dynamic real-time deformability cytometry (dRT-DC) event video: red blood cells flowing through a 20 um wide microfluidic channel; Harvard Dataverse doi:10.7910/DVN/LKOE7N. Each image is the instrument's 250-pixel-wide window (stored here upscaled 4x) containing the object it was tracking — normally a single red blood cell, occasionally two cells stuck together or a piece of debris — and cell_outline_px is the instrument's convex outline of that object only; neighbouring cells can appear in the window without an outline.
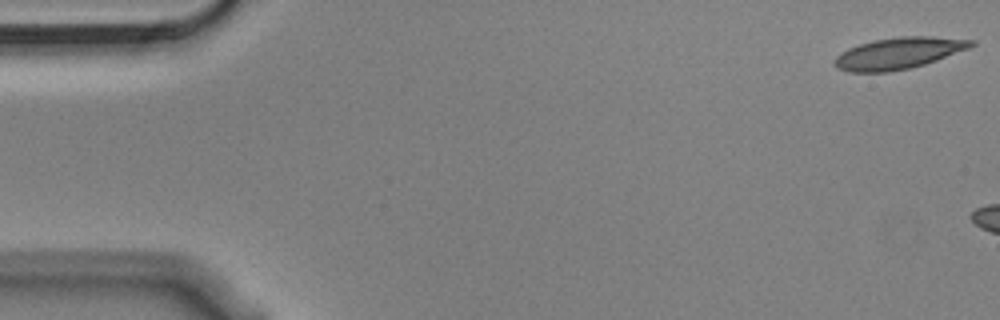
{"species": "Egyptian fruit bat (a non-hibernating species)", "species_latin": "Rousettus aegyptiacus", "temperature_condition": "cold", "stored_images_in_passage": 9, "camera_frame_rate_fps": 3000, "um_per_image_px": 0.085, "animal": {"sex": "male"}, "frame": {"image": 1, "passage_image": 1, "time_ms": 0.0, "image_size_px": [1000, 320], "cell_outline_px": [[976, 44], [968, 48], [936, 60], [924, 64], [908, 68], [888, 72], [848, 72], [840, 68], [836, 64], [836, 56], [848, 48], [872, 40], [900, 36], [932, 36], [976, 40]], "centroid_in_image_um": [76.41, 4.51], "position_along_channel_um": 8.6, "area_um2": 24.8}}